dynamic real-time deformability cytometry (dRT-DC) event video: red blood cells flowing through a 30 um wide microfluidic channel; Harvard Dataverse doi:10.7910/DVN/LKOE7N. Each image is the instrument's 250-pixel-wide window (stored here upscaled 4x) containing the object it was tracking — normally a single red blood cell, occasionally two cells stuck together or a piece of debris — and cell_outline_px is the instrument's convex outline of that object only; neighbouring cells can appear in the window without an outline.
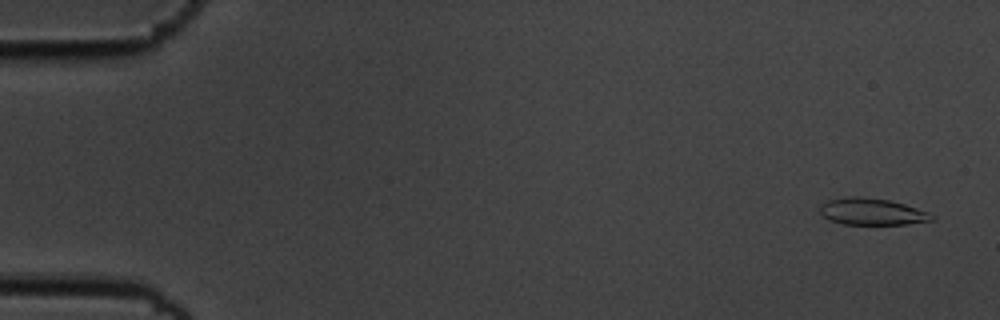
{"species": "common noctule bat (a hibernating species)", "species_latin": "Nyctalus noctula", "temperature_condition": "cold", "stored_images_in_passage": 56, "camera_frame_rate_fps": 3000, "um_per_image_px": 0.085, "animal": {"sex": "male", "body_mass_g": 19.5, "forearm_length_mm": 54.6}, "frame": {"image": 1, "passage_image": 3, "time_ms": 0.667, "image_size_px": [1000, 320], "cell_outline_px": [[936, 220], [908, 224], [844, 224], [832, 220], [824, 216], [820, 212], [820, 204], [828, 200], [844, 196], [860, 196], [888, 200], [904, 204], [928, 212], [936, 216]], "centroid_in_image_um": [74.14, 17.98], "position_along_channel_um": 10.9, "area_um2": 17.46}}
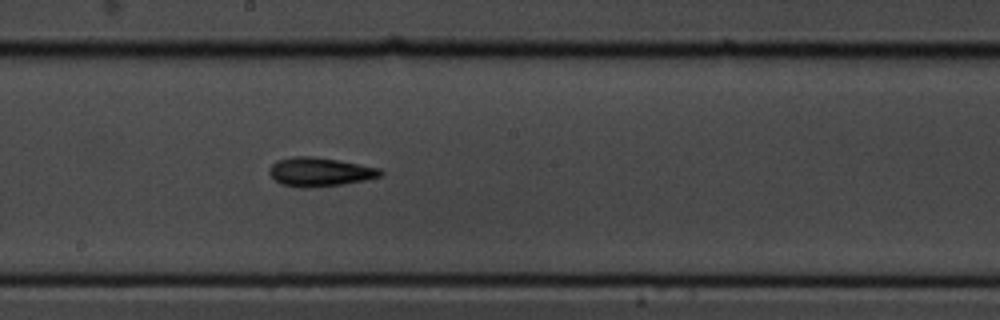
{"frame": {"image": 2, "passage_image": 31, "time_ms": 10.0, "image_size_px": [1000, 320], "cell_outline_px": [[384, 172], [380, 176], [364, 180], [344, 184], [308, 188], [304, 188], [284, 184], [276, 180], [268, 172], [268, 168], [276, 160], [296, 156], [312, 156], [340, 160], [380, 168]], "centroid_in_image_um": [27.19, 14.6], "position_along_channel_um": 221.0, "area_um2": 18.67}}
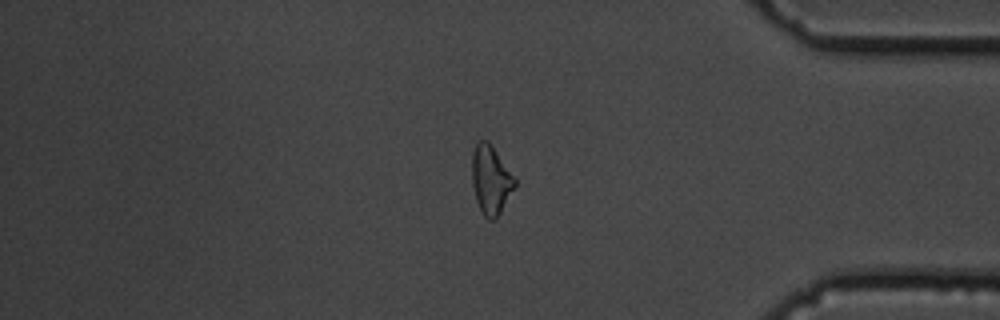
{"frame": {"image": 3, "passage_image": 47, "time_ms": 15.333, "image_size_px": [1000, 320], "cell_outline_px": [[516, 188], [496, 220], [488, 220], [484, 216], [476, 200], [472, 184], [472, 152], [476, 144], [480, 140], [488, 140], [492, 144], [516, 180]], "centroid_in_image_um": [41.73, 15.3], "position_along_channel_um": 393.5, "area_um2": 17.4}, "authors_computed_cell_mechanics": {"area_um2": 17.7446, "velocity_mm_per_s": 3.659, "shape_relaxation_time_tau1_ms": null, "shape_relaxation_time_tau2_ms": 6.0351, "deformation_change_tau1": null, "deformation_change_tau2": 0.1667}}